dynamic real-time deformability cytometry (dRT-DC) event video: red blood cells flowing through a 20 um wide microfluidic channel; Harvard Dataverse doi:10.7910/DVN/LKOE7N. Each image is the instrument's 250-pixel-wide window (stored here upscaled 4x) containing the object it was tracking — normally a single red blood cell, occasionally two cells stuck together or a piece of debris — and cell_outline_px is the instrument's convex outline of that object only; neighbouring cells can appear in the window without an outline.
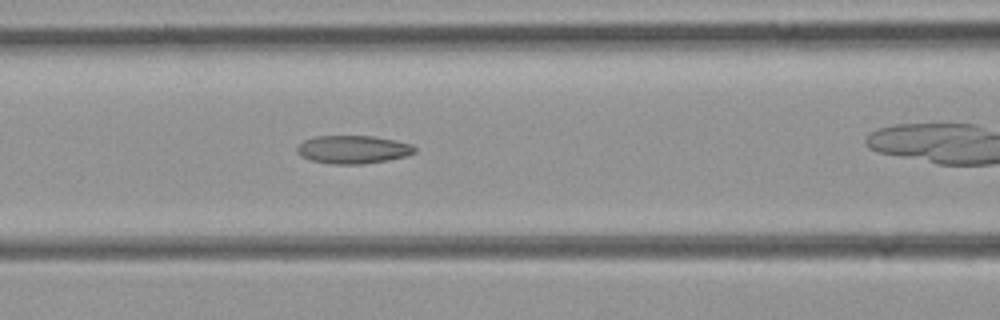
{"species": "common noctule bat (a hibernating species)", "species_latin": "Nyctalus noctula", "temperature_condition": "room temperature", "stored_images_in_passage": 28, "camera_frame_rate_fps": 3000, "um_per_image_px": 0.085, "animal": {"sex": "female", "body_mass_g": 21.9}, "frame": {"image": 1, "passage_image": 9, "time_ms": 2.667, "image_size_px": [1000, 320], "cell_outline_px": [[416, 152], [404, 156], [388, 160], [364, 164], [332, 164], [312, 160], [300, 156], [296, 152], [296, 148], [304, 140], [316, 136], [372, 136], [412, 144], [416, 148]], "centroid_in_image_um": [29.99, 12.71], "position_along_channel_um": 136.6, "area_um2": 19.19}}
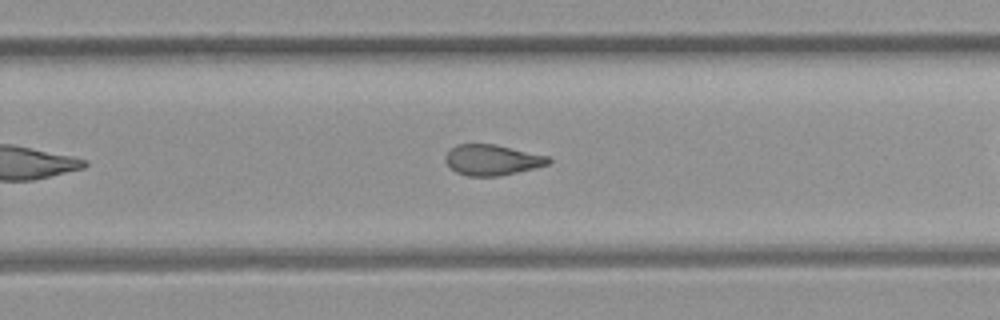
{"frame": {"image": 2, "passage_image": 20, "time_ms": 6.333, "image_size_px": [1000, 320], "cell_outline_px": [[552, 160], [548, 164], [500, 176], [468, 176], [456, 172], [444, 160], [444, 156], [456, 144], [496, 144], [548, 156]], "centroid_in_image_um": [41.81, 13.58], "position_along_channel_um": 288.0, "area_um2": 18.26}}